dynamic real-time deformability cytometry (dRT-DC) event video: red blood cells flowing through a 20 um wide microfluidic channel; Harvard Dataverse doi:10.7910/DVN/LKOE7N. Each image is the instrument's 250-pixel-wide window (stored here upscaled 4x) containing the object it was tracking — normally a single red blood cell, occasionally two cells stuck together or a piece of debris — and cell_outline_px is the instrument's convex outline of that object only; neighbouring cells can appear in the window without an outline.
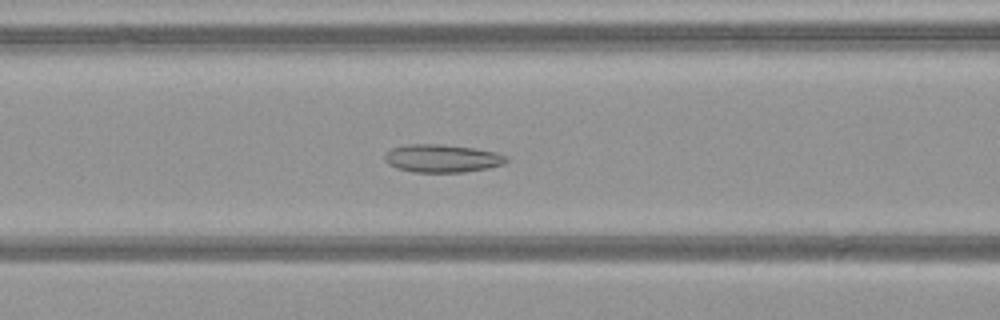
{"species": "common noctule bat (a hibernating species)", "species_latin": "Nyctalus noctula", "temperature_condition": "warm", "stored_images_in_passage": 47, "camera_frame_rate_fps": 3000, "um_per_image_px": 0.085, "animal": {"sex": "female", "body_mass_g": 21.9}, "frame": {"image": 1, "passage_image": 18, "time_ms": 5.667, "image_size_px": [1000, 320], "cell_outline_px": [[508, 160], [504, 164], [488, 168], [464, 172], [412, 172], [396, 168], [388, 164], [384, 160], [384, 156], [392, 148], [408, 144], [440, 144], [472, 148], [496, 152], [508, 156]], "centroid_in_image_um": [37.58, 13.47], "position_along_channel_um": 129.0, "area_um2": 19.83}}
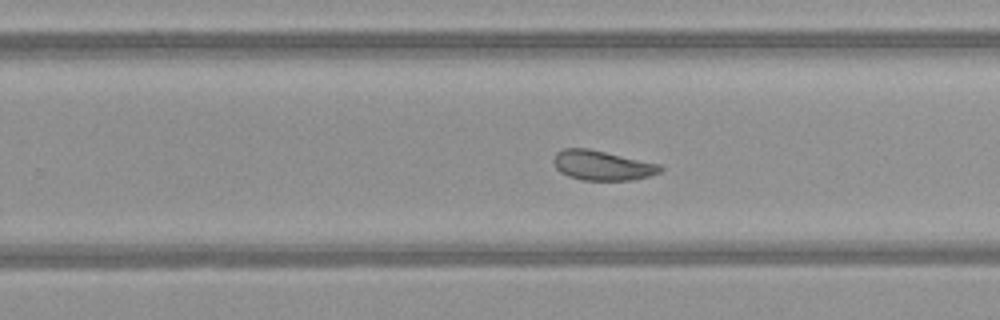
{"frame": {"image": 2, "passage_image": 29, "time_ms": 9.333, "image_size_px": [1000, 320], "cell_outline_px": [[664, 168], [660, 172], [648, 176], [632, 180], [580, 180], [568, 176], [560, 172], [556, 168], [552, 160], [556, 152], [564, 148], [588, 148], [660, 164]], "centroid_in_image_um": [51.16, 14.06], "position_along_channel_um": 278.6, "area_um2": 18.55}}
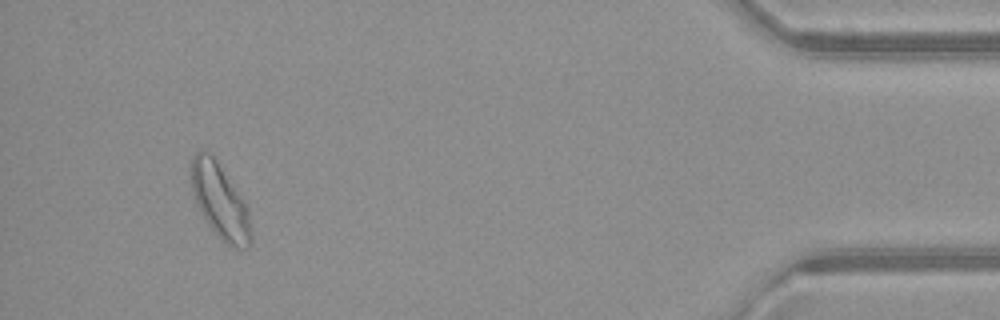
{"frame": {"image": 3, "passage_image": 44, "time_ms": 14.333, "image_size_px": [1000, 320], "cell_outline_px": [[252, 240], [248, 248], [236, 248], [228, 244], [208, 224], [200, 212], [196, 204], [192, 188], [192, 156], [200, 148], [208, 152], [216, 160], [244, 200], [248, 208], [252, 236]], "centroid_in_image_um": [18.71, 17.1], "position_along_channel_um": 416.5, "area_um2": 25.66}, "authors_computed_cell_mechanics": {"area_um2": 22.1952, "velocity_mm_per_s": 4.0824, "shape_relaxation_time_tau1_ms": null, "shape_relaxation_time_tau2_ms": 3.8235, "deformation_change_tau1": null, "deformation_change_tau2": 0.0888}}